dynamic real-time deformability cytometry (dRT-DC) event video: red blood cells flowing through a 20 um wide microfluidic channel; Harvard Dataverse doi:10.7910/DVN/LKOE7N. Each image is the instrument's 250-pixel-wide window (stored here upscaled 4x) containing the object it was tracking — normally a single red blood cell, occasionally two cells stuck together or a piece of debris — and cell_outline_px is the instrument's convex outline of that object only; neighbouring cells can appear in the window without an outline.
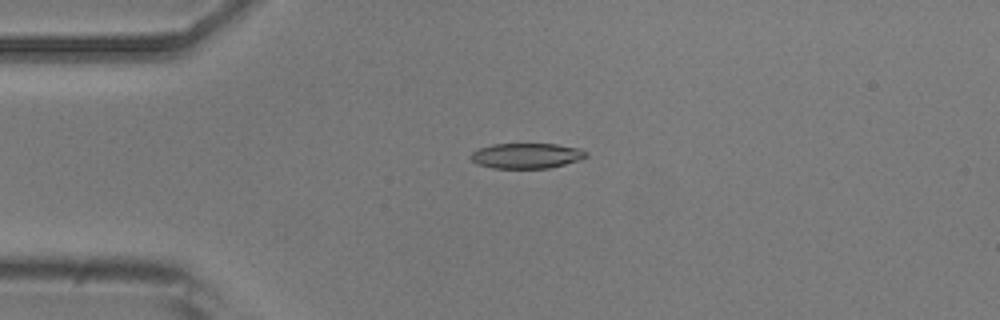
{"species": "common noctule bat (a hibernating species)", "species_latin": "Nyctalus noctula", "temperature_condition": "room temperature", "stored_images_in_passage": 2, "camera_frame_rate_fps": 3000, "um_per_image_px": 0.085, "animal": {"sex": "male", "body_mass_g": 20.5, "forearm_length_mm": 52.5}, "frame": {"image": 1, "passage_image": 1, "time_ms": 0.0, "image_size_px": [1000, 320], "cell_outline_px": [[588, 156], [580, 160], [548, 168], [492, 168], [476, 164], [468, 156], [472, 152], [480, 148], [492, 144], [556, 144], [580, 148], [588, 152]], "centroid_in_image_um": [44.75, 13.24], "position_along_channel_um": 40.2, "area_um2": 17.11}}